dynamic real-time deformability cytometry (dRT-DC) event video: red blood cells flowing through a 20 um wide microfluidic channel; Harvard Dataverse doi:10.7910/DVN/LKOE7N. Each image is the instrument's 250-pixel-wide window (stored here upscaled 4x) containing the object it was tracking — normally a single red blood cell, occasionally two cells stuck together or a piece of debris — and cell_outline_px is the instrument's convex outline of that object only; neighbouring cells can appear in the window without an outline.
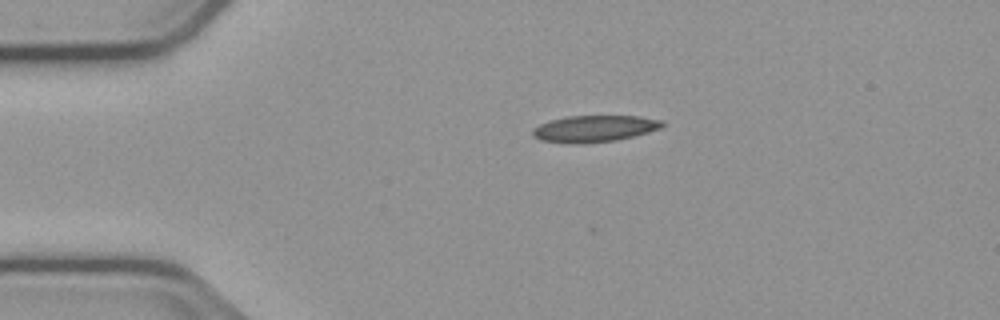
{"species": "common noctule bat (a hibernating species)", "species_latin": "Nyctalus noctula", "temperature_condition": "cold", "stored_images_in_passage": 30, "camera_frame_rate_fps": 3000, "um_per_image_px": 0.085, "animal": {"sex": "male", "body_mass_g": 23.1, "forearm_length_mm": 52.7}, "frame": {"image": 1, "passage_image": 1, "time_ms": 0.0, "image_size_px": [1000, 320], "cell_outline_px": [[664, 124], [660, 128], [648, 132], [616, 140], [584, 144], [568, 144], [540, 140], [532, 136], [532, 128], [540, 124], [552, 120], [568, 116], [640, 116], [664, 120]], "centroid_in_image_um": [50.5, 10.94], "position_along_channel_um": 34.5, "area_um2": 20.23}}
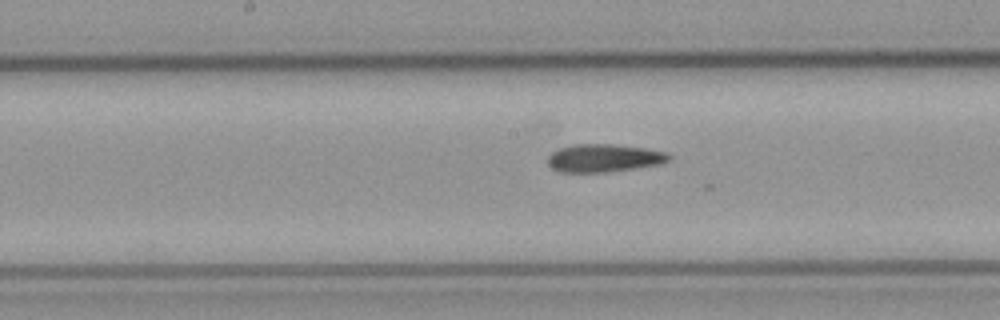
{"frame": {"image": 2, "passage_image": 17, "time_ms": 5.333, "image_size_px": [1000, 320], "cell_outline_px": [[672, 156], [668, 160], [660, 164], [604, 172], [560, 172], [552, 168], [548, 164], [548, 156], [552, 152], [560, 148], [572, 144], [616, 144], [644, 148], [668, 152]], "centroid_in_image_um": [51.32, 13.42], "position_along_channel_um": 196.9, "area_um2": 19.65}}
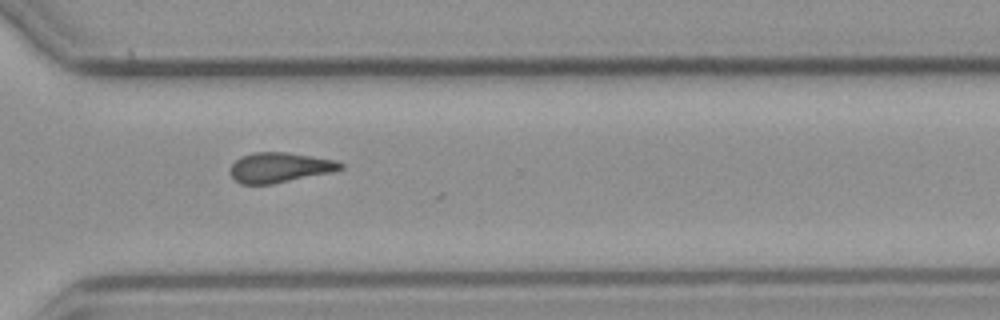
{"frame": {"image": 3, "passage_image": 29, "time_ms": 9.333, "image_size_px": [1000, 320], "cell_outline_px": [[344, 168], [332, 172], [272, 184], [240, 184], [232, 176], [232, 164], [240, 156], [252, 152], [288, 152], [336, 160], [344, 164]], "centroid_in_image_um": [23.8, 14.23], "position_along_channel_um": 346.8, "area_um2": 19.25}}